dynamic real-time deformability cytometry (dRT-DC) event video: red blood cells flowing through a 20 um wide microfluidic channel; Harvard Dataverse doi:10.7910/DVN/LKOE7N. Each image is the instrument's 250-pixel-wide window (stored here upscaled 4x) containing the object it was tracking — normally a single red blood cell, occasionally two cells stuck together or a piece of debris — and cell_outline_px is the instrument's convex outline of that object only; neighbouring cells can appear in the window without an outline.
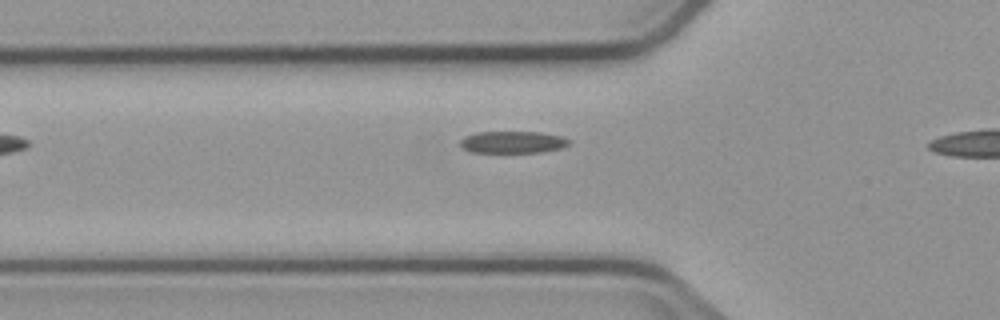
{"species": "common noctule bat (a hibernating species)", "species_latin": "Nyctalus noctula", "temperature_condition": "cold", "stored_images_in_passage": 7, "camera_frame_rate_fps": 3000, "um_per_image_px": 0.085, "animal": {"sex": "male", "body_mass_g": 23.1, "forearm_length_mm": 52.7}, "frame": {"image": 1, "passage_image": 7, "time_ms": 8.0, "image_size_px": [1000, 320], "cell_outline_px": [[572, 140], [568, 144], [560, 148], [540, 152], [472, 152], [460, 148], [460, 140], [464, 136], [476, 132], [540, 132], [560, 136]], "centroid_in_image_um": [43.53, 12.08], "position_along_channel_um": 82.3, "area_um2": 13.93}}